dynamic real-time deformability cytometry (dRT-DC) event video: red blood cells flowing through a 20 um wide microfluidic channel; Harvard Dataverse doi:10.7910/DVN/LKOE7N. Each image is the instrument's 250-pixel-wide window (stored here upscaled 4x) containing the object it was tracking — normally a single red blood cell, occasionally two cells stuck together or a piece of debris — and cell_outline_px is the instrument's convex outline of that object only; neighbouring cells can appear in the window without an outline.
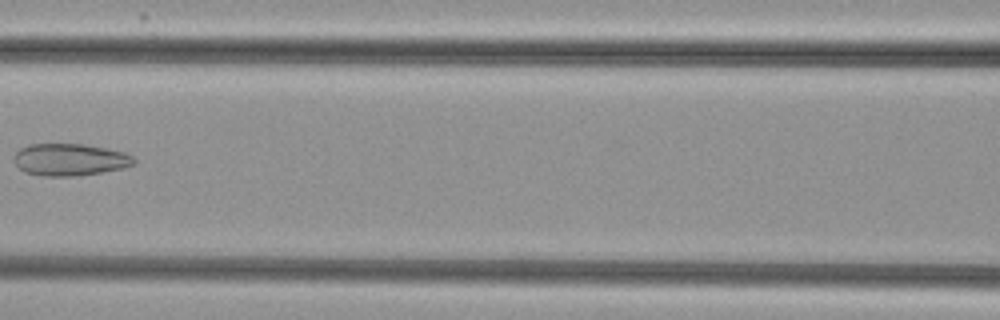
{"species": "common noctule bat (a hibernating species)", "species_latin": "Nyctalus noctula", "temperature_condition": "cold", "stored_images_in_passage": 7, "camera_frame_rate_fps": 3000, "um_per_image_px": 0.085, "animal": {"sex": "female", "body_mass_g": 29.2, "forearm_length_mm": 56.3}, "frame": {"image": 1, "passage_image": 6, "time_ms": 7.333, "image_size_px": [1000, 320], "cell_outline_px": [[136, 160], [132, 164], [124, 168], [76, 176], [44, 176], [24, 172], [16, 164], [16, 152], [20, 148], [32, 144], [84, 144], [124, 152], [132, 156]], "centroid_in_image_um": [5.95, 13.57], "position_along_channel_um": 160.7, "area_um2": 22.14}}
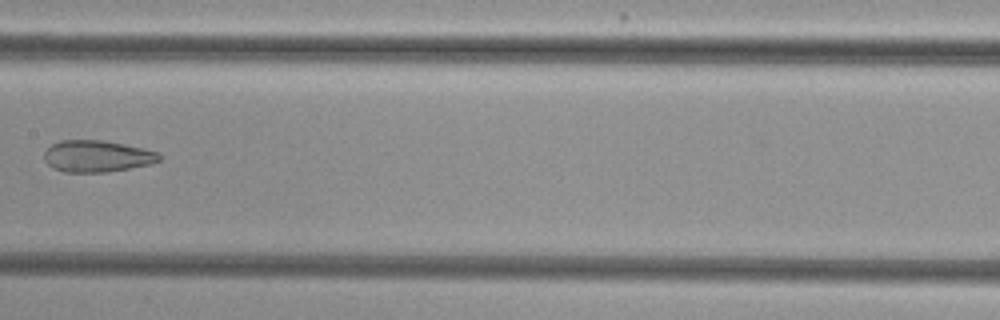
{"frame": {"image": 2, "passage_image": 7, "time_ms": 8.333, "image_size_px": [1000, 320], "cell_outline_px": [[160, 160], [152, 164], [108, 172], [64, 172], [52, 168], [44, 160], [44, 152], [52, 144], [60, 140], [104, 140], [144, 148], [160, 152]], "centroid_in_image_um": [8.26, 13.28], "position_along_channel_um": 199.1, "area_um2": 21.44}}